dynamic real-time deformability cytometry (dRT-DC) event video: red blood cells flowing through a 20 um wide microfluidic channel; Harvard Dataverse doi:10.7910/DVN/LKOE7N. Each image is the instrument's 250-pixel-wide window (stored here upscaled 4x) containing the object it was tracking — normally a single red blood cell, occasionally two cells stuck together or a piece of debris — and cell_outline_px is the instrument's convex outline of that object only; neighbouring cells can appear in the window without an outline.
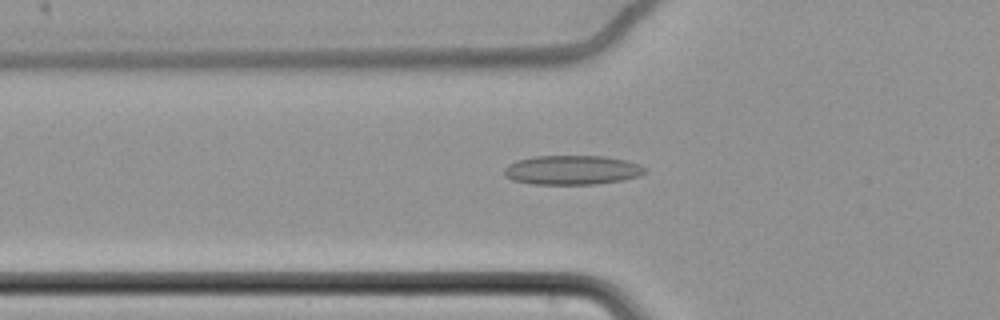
{"species": "common noctule bat (a hibernating species)", "species_latin": "Nyctalus noctula", "temperature_condition": "cold", "stored_images_in_passage": 62, "camera_frame_rate_fps": 3000, "um_per_image_px": 0.085, "animal": {"sex": "female", "body_mass_g": 22.7, "forearm_length_mm": 54.2}, "frame": {"image": 1, "passage_image": 24, "time_ms": 7.667, "image_size_px": [1000, 320], "cell_outline_px": [[648, 172], [640, 176], [624, 180], [596, 184], [532, 184], [512, 180], [504, 176], [504, 168], [508, 164], [516, 160], [532, 156], [604, 156], [624, 160], [640, 164], [648, 168]], "centroid_in_image_um": [48.65, 14.45], "position_along_channel_um": 77.2, "area_um2": 24.39}}
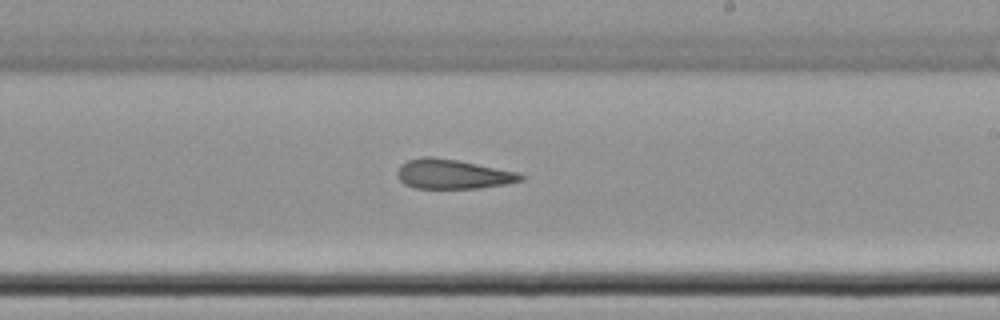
{"frame": {"image": 2, "passage_image": 39, "time_ms": 12.667, "image_size_px": [1000, 320], "cell_outline_px": [[524, 180], [504, 184], [480, 188], [416, 188], [404, 184], [396, 176], [396, 172], [400, 164], [408, 160], [420, 156], [432, 156], [456, 160], [520, 172], [524, 176]], "centroid_in_image_um": [38.46, 14.79], "position_along_channel_um": 250.5, "area_um2": 21.39}}
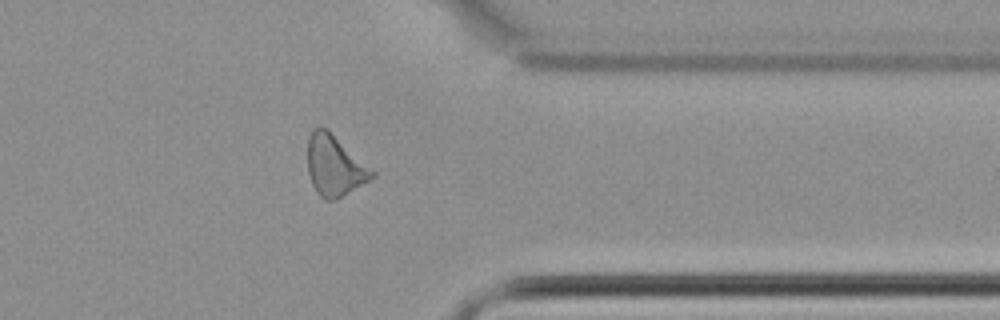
{"frame": {"image": 3, "passage_image": 51, "time_ms": 16.667, "image_size_px": [1000, 320], "cell_outline_px": [[376, 176], [336, 200], [324, 200], [316, 192], [312, 184], [308, 172], [308, 136], [316, 128], [328, 128], [376, 172]], "centroid_in_image_um": [28.45, 14.09], "position_along_channel_um": 382.9, "area_um2": 22.83}, "authors_computed_cell_mechanics": {"area_um2": 23.1489, "velocity_mm_per_s": 3.4846, "shape_relaxation_time_tau1_ms": null, "shape_relaxation_time_tau2_ms": 7.1056, "deformation_change_tau1": null, "deformation_change_tau2": 0.1796}}